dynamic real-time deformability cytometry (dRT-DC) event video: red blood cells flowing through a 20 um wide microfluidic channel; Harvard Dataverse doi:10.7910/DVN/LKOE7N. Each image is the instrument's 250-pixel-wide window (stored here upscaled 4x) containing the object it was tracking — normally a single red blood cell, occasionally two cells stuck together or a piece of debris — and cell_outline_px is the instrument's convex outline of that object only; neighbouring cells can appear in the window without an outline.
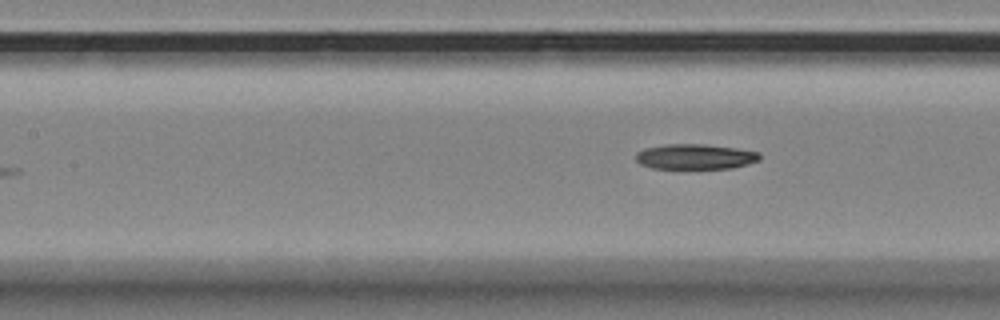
{"species": "Egyptian fruit bat (a non-hibernating species)", "species_latin": "Rousettus aegyptiacus", "temperature_condition": "room temperature", "stored_images_in_passage": 4, "camera_frame_rate_fps": 3000, "um_per_image_px": 0.085, "animal": {"sex": "female"}, "frame": {"image": 1, "passage_image": 4, "time_ms": 4.0, "image_size_px": [1000, 320], "cell_outline_px": [[760, 160], [748, 164], [732, 168], [652, 168], [640, 164], [636, 160], [636, 152], [644, 148], [664, 144], [704, 144], [736, 148], [760, 152]], "centroid_in_image_um": [59.09, 13.31], "position_along_channel_um": 148.3, "area_um2": 18.26}}